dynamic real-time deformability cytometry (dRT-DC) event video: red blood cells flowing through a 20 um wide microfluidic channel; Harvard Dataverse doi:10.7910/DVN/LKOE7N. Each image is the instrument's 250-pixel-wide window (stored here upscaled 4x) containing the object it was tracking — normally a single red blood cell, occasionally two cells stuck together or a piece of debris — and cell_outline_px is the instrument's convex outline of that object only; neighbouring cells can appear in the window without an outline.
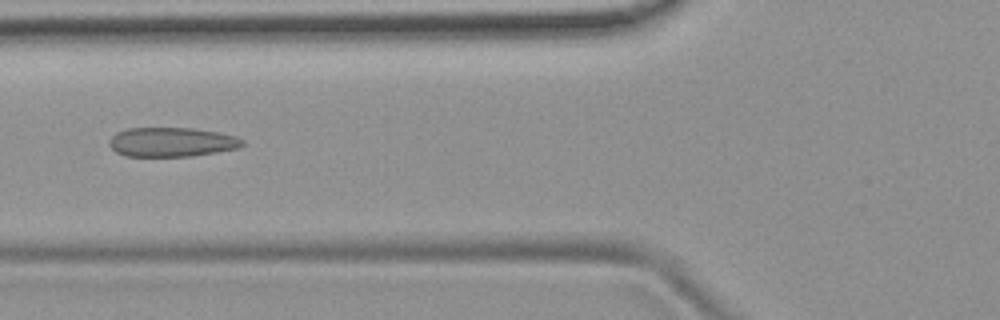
{"species": "common noctule bat (a hibernating species)", "species_latin": "Nyctalus noctula", "temperature_condition": "room temperature", "stored_images_in_passage": 5, "camera_frame_rate_fps": 3000, "um_per_image_px": 0.085, "animal": {"sex": "female", "body_mass_g": 19.9}, "frame": {"image": 1, "passage_image": 5, "time_ms": 4.667, "image_size_px": [1000, 320], "cell_outline_px": [[244, 144], [240, 148], [192, 156], [124, 156], [116, 152], [108, 144], [108, 140], [116, 132], [128, 128], [192, 128], [220, 132], [236, 136], [244, 140]], "centroid_in_image_um": [14.6, 12.07], "position_along_channel_um": 111.2, "area_um2": 22.95}}